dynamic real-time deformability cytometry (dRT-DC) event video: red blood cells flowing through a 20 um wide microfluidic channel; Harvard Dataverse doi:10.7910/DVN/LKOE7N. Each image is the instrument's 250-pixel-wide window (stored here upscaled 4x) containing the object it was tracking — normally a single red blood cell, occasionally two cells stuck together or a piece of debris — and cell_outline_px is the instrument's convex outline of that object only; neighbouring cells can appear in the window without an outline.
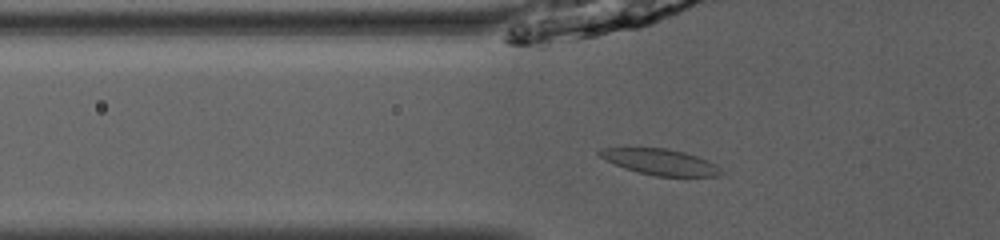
{"species": "common noctule bat (a hibernating species)", "species_latin": "Nyctalus noctula", "temperature_condition": "room temperature", "stored_images_in_passage": 38, "camera_frame_rate_fps": 3000, "um_per_image_px": 0.085, "animal": {"sex": "male", "body_mass_g": 13.0, "forearm_length_mm": 53.1}, "frame": {"image": 1, "passage_image": 6, "time_ms": 1.667, "image_size_px": [1000, 240], "cell_outline_px": [[724, 172], [720, 176], [656, 176], [636, 172], [624, 168], [600, 156], [596, 152], [600, 148], [624, 144], [668, 148], [684, 152], [708, 160], [720, 168]], "centroid_in_image_um": [56.01, 13.7], "position_along_channel_um": 69.8, "area_um2": 19.25}}
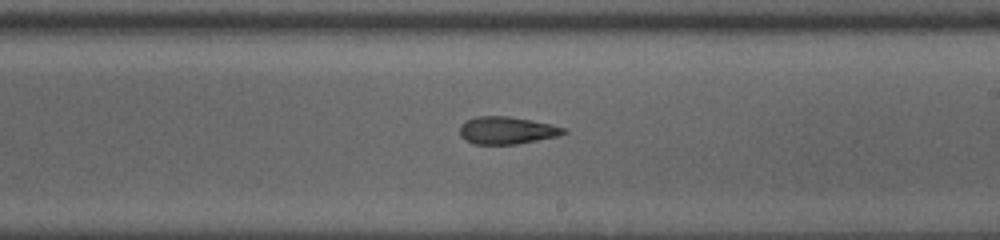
{"frame": {"image": 2, "passage_image": 19, "time_ms": 6.0, "image_size_px": [1000, 240], "cell_outline_px": [[568, 132], [560, 136], [516, 144], [472, 144], [464, 140], [460, 136], [460, 124], [476, 116], [508, 116], [532, 120], [552, 124], [568, 128]], "centroid_in_image_um": [43.11, 11.08], "position_along_channel_um": 245.9, "area_um2": 16.88}}
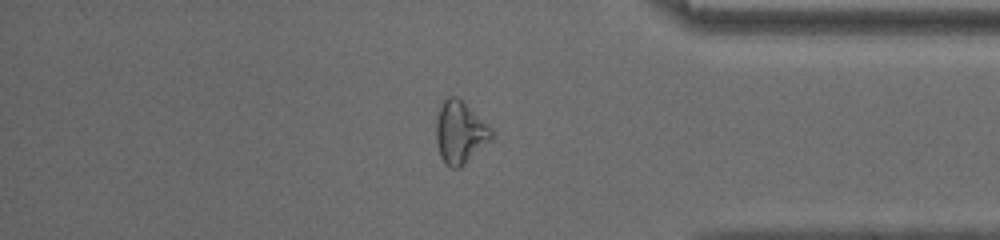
{"frame": {"image": 3, "passage_image": 31, "time_ms": 10.0, "image_size_px": [1000, 240], "cell_outline_px": [[496, 136], [492, 140], [460, 168], [452, 168], [444, 164], [440, 156], [436, 140], [436, 120], [440, 108], [444, 100], [448, 96], [452, 96], [460, 100], [488, 124], [492, 128]], "centroid_in_image_um": [39.13, 11.3], "position_along_channel_um": 396.1, "area_um2": 20.11}, "authors_computed_cell_mechanics": {"area_um2": 18.0625, "velocity_mm_per_s": 4.0657, "shape_relaxation_time_tau1_ms": 6.1226, "shape_relaxation_time_tau2_ms": 2.3831, "deformation_change_tau1": 0.144, "deformation_change_tau2": 0.1137}}